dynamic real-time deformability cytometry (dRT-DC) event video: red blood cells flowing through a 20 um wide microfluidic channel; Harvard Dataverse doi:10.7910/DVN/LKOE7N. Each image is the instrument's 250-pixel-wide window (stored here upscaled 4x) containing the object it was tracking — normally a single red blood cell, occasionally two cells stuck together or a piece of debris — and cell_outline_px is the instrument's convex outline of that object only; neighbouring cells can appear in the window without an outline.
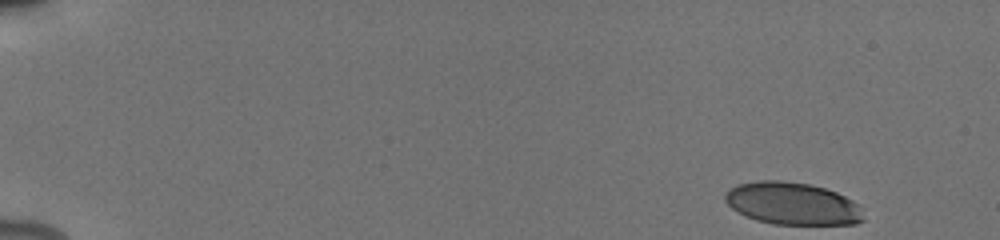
{"species": "human", "species_latin": "Homo sapiens", "temperature_condition": "cold", "stored_images_in_passage": 47, "camera_frame_rate_fps": 3000, "um_per_image_px": 0.085, "donor": {"sex": "male"}, "frame": {"image": 1, "passage_image": 1, "time_ms": 0.0, "image_size_px": [1000, 240], "cell_outline_px": [[864, 220], [856, 224], [772, 224], [756, 220], [732, 208], [724, 200], [724, 192], [736, 184], [760, 180], [780, 180], [808, 184], [824, 188], [836, 192], [860, 204]], "centroid_in_image_um": [67.35, 17.3], "position_along_channel_um": 17.6, "area_um2": 34.22}}
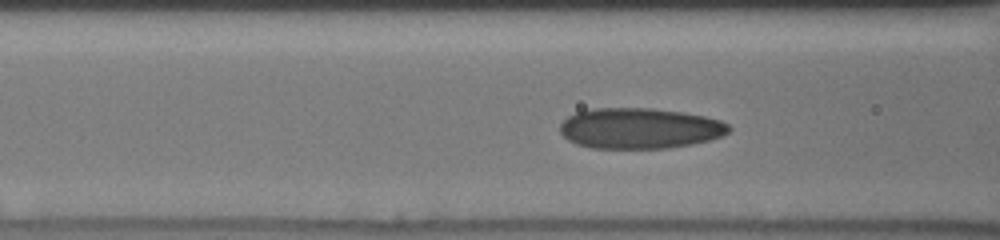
{"frame": {"image": 2, "passage_image": 15, "time_ms": 6.333, "image_size_px": [1000, 240], "cell_outline_px": [[732, 128], [724, 136], [692, 144], [668, 148], [592, 148], [576, 144], [568, 140], [560, 132], [560, 124], [568, 116], [576, 112], [592, 108], [652, 108], [684, 112], [704, 116], [720, 120], [728, 124]], "centroid_in_image_um": [54.38, 10.9], "position_along_channel_um": 112.2, "area_um2": 40.23}}
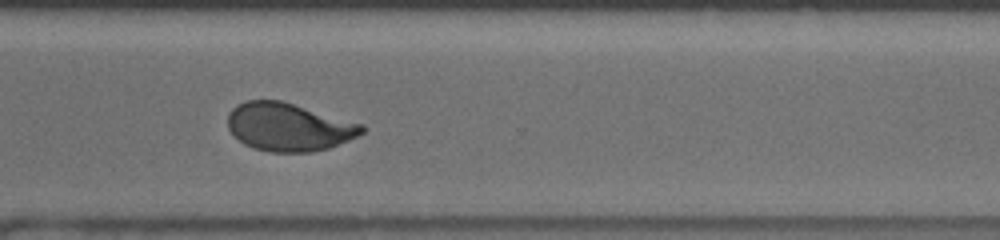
{"frame": {"image": 3, "passage_image": 35, "time_ms": 12.333, "image_size_px": [1000, 240], "cell_outline_px": [[364, 132], [348, 140], [328, 148], [312, 152], [272, 152], [256, 148], [244, 144], [228, 128], [228, 112], [236, 104], [244, 100], [280, 100], [364, 124]], "centroid_in_image_um": [24.53, 10.78], "position_along_channel_um": 346.1, "area_um2": 37.4}, "authors_computed_cell_mechanics": {"area_um2": 37.9168, "velocity_mm_per_s": 3.9012, "shape_relaxation_time_tau1_ms": 7.0721, "shape_relaxation_time_tau2_ms": 0.7883, "deformation_change_tau1": 0.2048, "deformation_change_tau2": 0.063}}